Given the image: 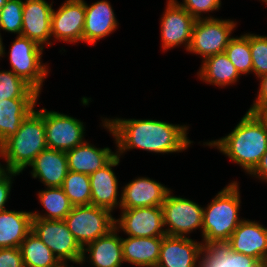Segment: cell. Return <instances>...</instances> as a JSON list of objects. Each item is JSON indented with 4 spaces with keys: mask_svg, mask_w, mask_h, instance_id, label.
I'll use <instances>...</instances> for the list:
<instances>
[{
    "mask_svg": "<svg viewBox=\"0 0 267 267\" xmlns=\"http://www.w3.org/2000/svg\"><path fill=\"white\" fill-rule=\"evenodd\" d=\"M20 250L24 267H59L62 264L33 231L23 240Z\"/></svg>",
    "mask_w": 267,
    "mask_h": 267,
    "instance_id": "83f0119b",
    "label": "cell"
},
{
    "mask_svg": "<svg viewBox=\"0 0 267 267\" xmlns=\"http://www.w3.org/2000/svg\"><path fill=\"white\" fill-rule=\"evenodd\" d=\"M251 112L263 124V126H264V128L266 129V132H267V105L256 107Z\"/></svg>",
    "mask_w": 267,
    "mask_h": 267,
    "instance_id": "ab89813d",
    "label": "cell"
},
{
    "mask_svg": "<svg viewBox=\"0 0 267 267\" xmlns=\"http://www.w3.org/2000/svg\"><path fill=\"white\" fill-rule=\"evenodd\" d=\"M38 98H14L0 101V145L14 135L22 121L35 109Z\"/></svg>",
    "mask_w": 267,
    "mask_h": 267,
    "instance_id": "d4e9b609",
    "label": "cell"
},
{
    "mask_svg": "<svg viewBox=\"0 0 267 267\" xmlns=\"http://www.w3.org/2000/svg\"><path fill=\"white\" fill-rule=\"evenodd\" d=\"M163 237L121 238L124 263L138 267L156 266Z\"/></svg>",
    "mask_w": 267,
    "mask_h": 267,
    "instance_id": "603a6c76",
    "label": "cell"
},
{
    "mask_svg": "<svg viewBox=\"0 0 267 267\" xmlns=\"http://www.w3.org/2000/svg\"><path fill=\"white\" fill-rule=\"evenodd\" d=\"M250 175H253V177L255 176V178H258L259 180L267 182V151L262 156L259 164L250 173Z\"/></svg>",
    "mask_w": 267,
    "mask_h": 267,
    "instance_id": "f35d334b",
    "label": "cell"
},
{
    "mask_svg": "<svg viewBox=\"0 0 267 267\" xmlns=\"http://www.w3.org/2000/svg\"><path fill=\"white\" fill-rule=\"evenodd\" d=\"M240 191L237 181L229 183L203 208V246L225 244L243 220L238 216Z\"/></svg>",
    "mask_w": 267,
    "mask_h": 267,
    "instance_id": "277c9868",
    "label": "cell"
},
{
    "mask_svg": "<svg viewBox=\"0 0 267 267\" xmlns=\"http://www.w3.org/2000/svg\"><path fill=\"white\" fill-rule=\"evenodd\" d=\"M225 245L232 251L267 262V228L256 221L240 222Z\"/></svg>",
    "mask_w": 267,
    "mask_h": 267,
    "instance_id": "5bb4252c",
    "label": "cell"
},
{
    "mask_svg": "<svg viewBox=\"0 0 267 267\" xmlns=\"http://www.w3.org/2000/svg\"><path fill=\"white\" fill-rule=\"evenodd\" d=\"M4 54H6V52H5V48L3 46L2 37H1V33H0V58L3 57Z\"/></svg>",
    "mask_w": 267,
    "mask_h": 267,
    "instance_id": "60d3db41",
    "label": "cell"
},
{
    "mask_svg": "<svg viewBox=\"0 0 267 267\" xmlns=\"http://www.w3.org/2000/svg\"><path fill=\"white\" fill-rule=\"evenodd\" d=\"M32 214L26 211H0V248H20L32 231Z\"/></svg>",
    "mask_w": 267,
    "mask_h": 267,
    "instance_id": "cb8c5ba5",
    "label": "cell"
},
{
    "mask_svg": "<svg viewBox=\"0 0 267 267\" xmlns=\"http://www.w3.org/2000/svg\"><path fill=\"white\" fill-rule=\"evenodd\" d=\"M225 54L234 64L240 75L252 72V58L250 49V33L233 37L227 47Z\"/></svg>",
    "mask_w": 267,
    "mask_h": 267,
    "instance_id": "4dcf8cb0",
    "label": "cell"
},
{
    "mask_svg": "<svg viewBox=\"0 0 267 267\" xmlns=\"http://www.w3.org/2000/svg\"><path fill=\"white\" fill-rule=\"evenodd\" d=\"M196 19L191 16L177 0H168L161 17V41L163 50L179 45L189 48L192 30Z\"/></svg>",
    "mask_w": 267,
    "mask_h": 267,
    "instance_id": "8fae6325",
    "label": "cell"
},
{
    "mask_svg": "<svg viewBox=\"0 0 267 267\" xmlns=\"http://www.w3.org/2000/svg\"><path fill=\"white\" fill-rule=\"evenodd\" d=\"M32 231L51 249L62 264L70 261L80 265L82 248L64 220L32 218Z\"/></svg>",
    "mask_w": 267,
    "mask_h": 267,
    "instance_id": "ba28073f",
    "label": "cell"
},
{
    "mask_svg": "<svg viewBox=\"0 0 267 267\" xmlns=\"http://www.w3.org/2000/svg\"><path fill=\"white\" fill-rule=\"evenodd\" d=\"M3 156H2V150H1V148H0V158H2ZM5 171V168H4V166L0 163V175L3 173Z\"/></svg>",
    "mask_w": 267,
    "mask_h": 267,
    "instance_id": "b9f144b4",
    "label": "cell"
},
{
    "mask_svg": "<svg viewBox=\"0 0 267 267\" xmlns=\"http://www.w3.org/2000/svg\"><path fill=\"white\" fill-rule=\"evenodd\" d=\"M43 49L35 41L17 35L9 50L11 71L39 94L48 74V66L41 61Z\"/></svg>",
    "mask_w": 267,
    "mask_h": 267,
    "instance_id": "8992f818",
    "label": "cell"
},
{
    "mask_svg": "<svg viewBox=\"0 0 267 267\" xmlns=\"http://www.w3.org/2000/svg\"><path fill=\"white\" fill-rule=\"evenodd\" d=\"M205 144L216 147L250 174L267 151V132L258 118L247 111L231 133Z\"/></svg>",
    "mask_w": 267,
    "mask_h": 267,
    "instance_id": "7a4b0ae2",
    "label": "cell"
},
{
    "mask_svg": "<svg viewBox=\"0 0 267 267\" xmlns=\"http://www.w3.org/2000/svg\"><path fill=\"white\" fill-rule=\"evenodd\" d=\"M203 242L189 237L164 236L157 267H199ZM198 263V265H197Z\"/></svg>",
    "mask_w": 267,
    "mask_h": 267,
    "instance_id": "2e32d148",
    "label": "cell"
},
{
    "mask_svg": "<svg viewBox=\"0 0 267 267\" xmlns=\"http://www.w3.org/2000/svg\"><path fill=\"white\" fill-rule=\"evenodd\" d=\"M256 258L230 250L225 244L202 249L199 267H261Z\"/></svg>",
    "mask_w": 267,
    "mask_h": 267,
    "instance_id": "4316f807",
    "label": "cell"
},
{
    "mask_svg": "<svg viewBox=\"0 0 267 267\" xmlns=\"http://www.w3.org/2000/svg\"><path fill=\"white\" fill-rule=\"evenodd\" d=\"M19 172L5 170L0 175V211H4L5 204L8 202L10 196L11 186H12V177L19 175Z\"/></svg>",
    "mask_w": 267,
    "mask_h": 267,
    "instance_id": "8d00e7d4",
    "label": "cell"
},
{
    "mask_svg": "<svg viewBox=\"0 0 267 267\" xmlns=\"http://www.w3.org/2000/svg\"><path fill=\"white\" fill-rule=\"evenodd\" d=\"M171 193L170 190L161 205L166 235L187 237V234L195 229L200 228L202 231L204 207L189 199L173 196Z\"/></svg>",
    "mask_w": 267,
    "mask_h": 267,
    "instance_id": "9c48e42d",
    "label": "cell"
},
{
    "mask_svg": "<svg viewBox=\"0 0 267 267\" xmlns=\"http://www.w3.org/2000/svg\"><path fill=\"white\" fill-rule=\"evenodd\" d=\"M23 0H7L0 10V30L21 35Z\"/></svg>",
    "mask_w": 267,
    "mask_h": 267,
    "instance_id": "d6a6232c",
    "label": "cell"
},
{
    "mask_svg": "<svg viewBox=\"0 0 267 267\" xmlns=\"http://www.w3.org/2000/svg\"><path fill=\"white\" fill-rule=\"evenodd\" d=\"M68 169L72 172L91 175L108 164L117 153L109 147L97 148L86 140L75 148L66 151Z\"/></svg>",
    "mask_w": 267,
    "mask_h": 267,
    "instance_id": "7402d4cb",
    "label": "cell"
},
{
    "mask_svg": "<svg viewBox=\"0 0 267 267\" xmlns=\"http://www.w3.org/2000/svg\"><path fill=\"white\" fill-rule=\"evenodd\" d=\"M111 211L94 205L73 206L65 217L68 229L83 249L115 228Z\"/></svg>",
    "mask_w": 267,
    "mask_h": 267,
    "instance_id": "5b68a950",
    "label": "cell"
},
{
    "mask_svg": "<svg viewBox=\"0 0 267 267\" xmlns=\"http://www.w3.org/2000/svg\"><path fill=\"white\" fill-rule=\"evenodd\" d=\"M260 79V88L257 92V98L248 110L251 112L254 108L267 105V73L258 77Z\"/></svg>",
    "mask_w": 267,
    "mask_h": 267,
    "instance_id": "74e56055",
    "label": "cell"
},
{
    "mask_svg": "<svg viewBox=\"0 0 267 267\" xmlns=\"http://www.w3.org/2000/svg\"><path fill=\"white\" fill-rule=\"evenodd\" d=\"M62 189L73 206L91 205L89 175L68 171Z\"/></svg>",
    "mask_w": 267,
    "mask_h": 267,
    "instance_id": "f546056e",
    "label": "cell"
},
{
    "mask_svg": "<svg viewBox=\"0 0 267 267\" xmlns=\"http://www.w3.org/2000/svg\"><path fill=\"white\" fill-rule=\"evenodd\" d=\"M0 267H24L20 248H0Z\"/></svg>",
    "mask_w": 267,
    "mask_h": 267,
    "instance_id": "d590c367",
    "label": "cell"
},
{
    "mask_svg": "<svg viewBox=\"0 0 267 267\" xmlns=\"http://www.w3.org/2000/svg\"><path fill=\"white\" fill-rule=\"evenodd\" d=\"M120 156L116 155L108 164L89 175L91 184V205L102 207L111 212L120 207L118 180L112 167L119 165ZM119 198V201H118Z\"/></svg>",
    "mask_w": 267,
    "mask_h": 267,
    "instance_id": "ac0fdd59",
    "label": "cell"
},
{
    "mask_svg": "<svg viewBox=\"0 0 267 267\" xmlns=\"http://www.w3.org/2000/svg\"><path fill=\"white\" fill-rule=\"evenodd\" d=\"M170 188L148 177H138L123 187L120 209L161 207Z\"/></svg>",
    "mask_w": 267,
    "mask_h": 267,
    "instance_id": "e0dca14e",
    "label": "cell"
},
{
    "mask_svg": "<svg viewBox=\"0 0 267 267\" xmlns=\"http://www.w3.org/2000/svg\"><path fill=\"white\" fill-rule=\"evenodd\" d=\"M120 215L119 219L115 218V228L130 237L166 236L161 207L126 209L121 210Z\"/></svg>",
    "mask_w": 267,
    "mask_h": 267,
    "instance_id": "7c38bea8",
    "label": "cell"
},
{
    "mask_svg": "<svg viewBox=\"0 0 267 267\" xmlns=\"http://www.w3.org/2000/svg\"><path fill=\"white\" fill-rule=\"evenodd\" d=\"M0 148L5 170L22 173L47 147L44 125V108L33 109L22 121L19 130L5 140Z\"/></svg>",
    "mask_w": 267,
    "mask_h": 267,
    "instance_id": "3957f363",
    "label": "cell"
},
{
    "mask_svg": "<svg viewBox=\"0 0 267 267\" xmlns=\"http://www.w3.org/2000/svg\"><path fill=\"white\" fill-rule=\"evenodd\" d=\"M114 10L110 3L101 0L88 5L85 2V24L83 42L95 45L97 40L105 38L117 29Z\"/></svg>",
    "mask_w": 267,
    "mask_h": 267,
    "instance_id": "d6986e66",
    "label": "cell"
},
{
    "mask_svg": "<svg viewBox=\"0 0 267 267\" xmlns=\"http://www.w3.org/2000/svg\"><path fill=\"white\" fill-rule=\"evenodd\" d=\"M201 66L197 74L207 84L226 87L241 76L225 52L205 58Z\"/></svg>",
    "mask_w": 267,
    "mask_h": 267,
    "instance_id": "484cf974",
    "label": "cell"
},
{
    "mask_svg": "<svg viewBox=\"0 0 267 267\" xmlns=\"http://www.w3.org/2000/svg\"><path fill=\"white\" fill-rule=\"evenodd\" d=\"M38 198L47 213L41 215L38 212H31L33 218L64 220L73 207L62 187H47L39 191Z\"/></svg>",
    "mask_w": 267,
    "mask_h": 267,
    "instance_id": "f1b7e54d",
    "label": "cell"
},
{
    "mask_svg": "<svg viewBox=\"0 0 267 267\" xmlns=\"http://www.w3.org/2000/svg\"><path fill=\"white\" fill-rule=\"evenodd\" d=\"M7 0H0V10L6 4Z\"/></svg>",
    "mask_w": 267,
    "mask_h": 267,
    "instance_id": "7bdbcfd3",
    "label": "cell"
},
{
    "mask_svg": "<svg viewBox=\"0 0 267 267\" xmlns=\"http://www.w3.org/2000/svg\"><path fill=\"white\" fill-rule=\"evenodd\" d=\"M177 3L196 20L204 19L203 13L212 12L221 7V0H183V3Z\"/></svg>",
    "mask_w": 267,
    "mask_h": 267,
    "instance_id": "e575fe53",
    "label": "cell"
},
{
    "mask_svg": "<svg viewBox=\"0 0 267 267\" xmlns=\"http://www.w3.org/2000/svg\"><path fill=\"white\" fill-rule=\"evenodd\" d=\"M252 72L257 76L267 73V36L250 33Z\"/></svg>",
    "mask_w": 267,
    "mask_h": 267,
    "instance_id": "836d02e7",
    "label": "cell"
},
{
    "mask_svg": "<svg viewBox=\"0 0 267 267\" xmlns=\"http://www.w3.org/2000/svg\"><path fill=\"white\" fill-rule=\"evenodd\" d=\"M59 267H69V266H68V263H64V264H61ZM71 267H73V266H71Z\"/></svg>",
    "mask_w": 267,
    "mask_h": 267,
    "instance_id": "ee69618b",
    "label": "cell"
},
{
    "mask_svg": "<svg viewBox=\"0 0 267 267\" xmlns=\"http://www.w3.org/2000/svg\"><path fill=\"white\" fill-rule=\"evenodd\" d=\"M261 267H267V262L266 263H264V264H262V266Z\"/></svg>",
    "mask_w": 267,
    "mask_h": 267,
    "instance_id": "f6af8a7d",
    "label": "cell"
},
{
    "mask_svg": "<svg viewBox=\"0 0 267 267\" xmlns=\"http://www.w3.org/2000/svg\"><path fill=\"white\" fill-rule=\"evenodd\" d=\"M39 97V93L13 71H0V101L4 99Z\"/></svg>",
    "mask_w": 267,
    "mask_h": 267,
    "instance_id": "1f68e13d",
    "label": "cell"
},
{
    "mask_svg": "<svg viewBox=\"0 0 267 267\" xmlns=\"http://www.w3.org/2000/svg\"><path fill=\"white\" fill-rule=\"evenodd\" d=\"M29 166L33 168L32 177L41 179L46 187H62L69 171L66 152L49 148L37 155Z\"/></svg>",
    "mask_w": 267,
    "mask_h": 267,
    "instance_id": "ffe728a7",
    "label": "cell"
},
{
    "mask_svg": "<svg viewBox=\"0 0 267 267\" xmlns=\"http://www.w3.org/2000/svg\"><path fill=\"white\" fill-rule=\"evenodd\" d=\"M116 228L112 229L107 235L99 237L95 241L86 245L82 249V259L80 264H84L89 258V263L93 267H121L124 262L122 253L121 237ZM86 252L89 257L86 259ZM86 259V260H85Z\"/></svg>",
    "mask_w": 267,
    "mask_h": 267,
    "instance_id": "44dd1931",
    "label": "cell"
},
{
    "mask_svg": "<svg viewBox=\"0 0 267 267\" xmlns=\"http://www.w3.org/2000/svg\"><path fill=\"white\" fill-rule=\"evenodd\" d=\"M84 24V0H65L57 11L52 10L51 35L58 41L83 42Z\"/></svg>",
    "mask_w": 267,
    "mask_h": 267,
    "instance_id": "4fadbf2b",
    "label": "cell"
},
{
    "mask_svg": "<svg viewBox=\"0 0 267 267\" xmlns=\"http://www.w3.org/2000/svg\"><path fill=\"white\" fill-rule=\"evenodd\" d=\"M44 125L49 149L66 152L85 141V127L77 118L44 108Z\"/></svg>",
    "mask_w": 267,
    "mask_h": 267,
    "instance_id": "30bf717a",
    "label": "cell"
},
{
    "mask_svg": "<svg viewBox=\"0 0 267 267\" xmlns=\"http://www.w3.org/2000/svg\"><path fill=\"white\" fill-rule=\"evenodd\" d=\"M53 2L45 0H25L22 14L21 36L35 41L43 48L51 46V14Z\"/></svg>",
    "mask_w": 267,
    "mask_h": 267,
    "instance_id": "9a60e30c",
    "label": "cell"
},
{
    "mask_svg": "<svg viewBox=\"0 0 267 267\" xmlns=\"http://www.w3.org/2000/svg\"><path fill=\"white\" fill-rule=\"evenodd\" d=\"M235 21L207 17L196 20L192 30V37L187 51L202 56L203 60L209 56L224 53L225 48L233 37L236 28Z\"/></svg>",
    "mask_w": 267,
    "mask_h": 267,
    "instance_id": "52a82bcc",
    "label": "cell"
},
{
    "mask_svg": "<svg viewBox=\"0 0 267 267\" xmlns=\"http://www.w3.org/2000/svg\"><path fill=\"white\" fill-rule=\"evenodd\" d=\"M103 127L115 138L116 153L142 149L155 153L183 152L192 143L187 137L186 125H175L152 119H102Z\"/></svg>",
    "mask_w": 267,
    "mask_h": 267,
    "instance_id": "6da1fadb",
    "label": "cell"
}]
</instances>
